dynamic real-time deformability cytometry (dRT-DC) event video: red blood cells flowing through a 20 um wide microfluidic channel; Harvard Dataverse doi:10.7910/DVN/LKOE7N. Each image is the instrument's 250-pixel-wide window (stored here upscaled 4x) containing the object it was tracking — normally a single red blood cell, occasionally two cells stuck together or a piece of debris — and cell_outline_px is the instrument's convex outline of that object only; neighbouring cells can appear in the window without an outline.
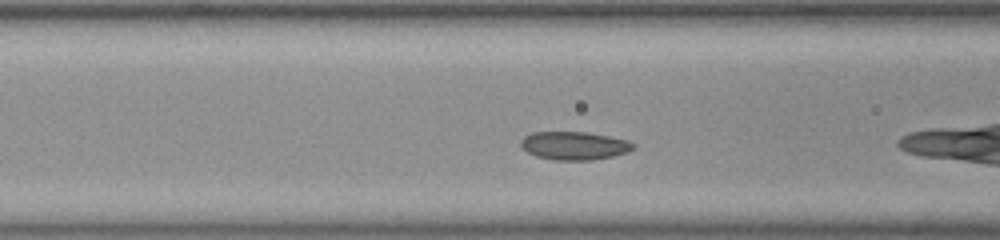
{"species": "common noctule bat (a hibernating species)", "species_latin": "Nyctalus noctula", "temperature_condition": "room temperature", "stored_images_in_passage": 32, "camera_frame_rate_fps": 3000, "um_per_image_px": 0.085, "animal": {"sex": "female", "body_mass_g": 23.0, "forearm_length_mm": 53.4}, "frame": {"image": 1, "passage_image": 6, "time_ms": 1.667, "image_size_px": [1000, 240], "cell_outline_px": [[636, 148], [628, 152], [612, 156], [592, 160], [556, 160], [536, 156], [528, 152], [520, 144], [520, 140], [524, 136], [532, 132], [588, 132], [628, 140], [636, 144]], "centroid_in_image_um": [48.84, 12.38], "position_along_channel_um": 117.8, "area_um2": 18.55}}
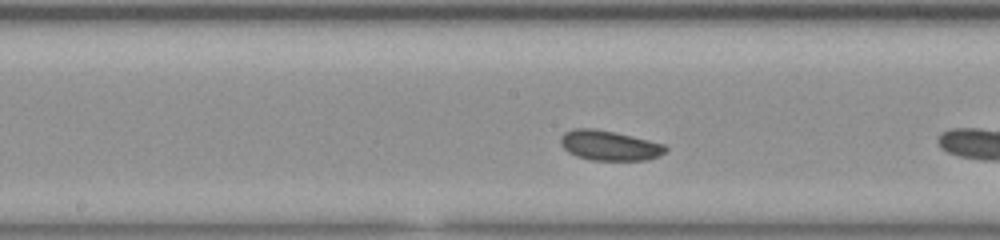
{"frame": {"image": 2, "passage_image": 12, "time_ms": 3.667, "image_size_px": [1000, 240], "cell_outline_px": [[668, 148], [660, 156], [648, 160], [592, 160], [576, 156], [568, 152], [560, 144], [560, 136], [564, 132], [572, 128], [596, 128], [616, 132], [664, 144]], "centroid_in_image_um": [51.77, 12.36], "position_along_channel_um": 196.4, "area_um2": 18.5}}
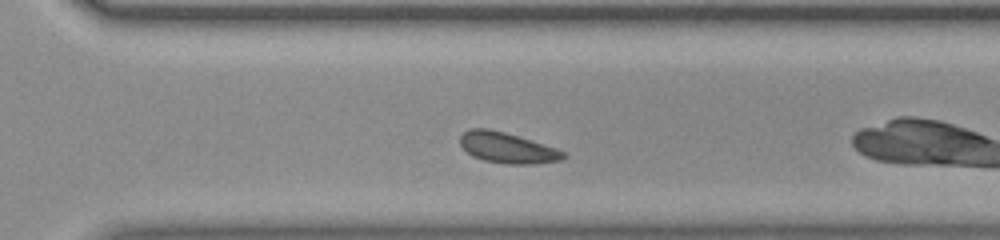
{"frame": {"image": 3, "passage_image": 22, "time_ms": 7.0, "image_size_px": [1000, 240], "cell_outline_px": [[568, 156], [560, 160], [536, 164], [508, 164], [484, 160], [472, 156], [460, 144], [460, 136], [468, 128], [488, 128], [504, 132], [556, 148], [564, 152]], "centroid_in_image_um": [43.11, 12.56], "position_along_channel_um": 327.5, "area_um2": 18.32}, "authors_computed_cell_mechanics": {"area_um2": 18.0625, "velocity_mm_per_s": 3.9356, "shape_relaxation_time_tau1_ms": 2.5177, "shape_relaxation_time_tau2_ms": null, "deformation_change_tau1": 0.0402, "deformation_change_tau2": null}}